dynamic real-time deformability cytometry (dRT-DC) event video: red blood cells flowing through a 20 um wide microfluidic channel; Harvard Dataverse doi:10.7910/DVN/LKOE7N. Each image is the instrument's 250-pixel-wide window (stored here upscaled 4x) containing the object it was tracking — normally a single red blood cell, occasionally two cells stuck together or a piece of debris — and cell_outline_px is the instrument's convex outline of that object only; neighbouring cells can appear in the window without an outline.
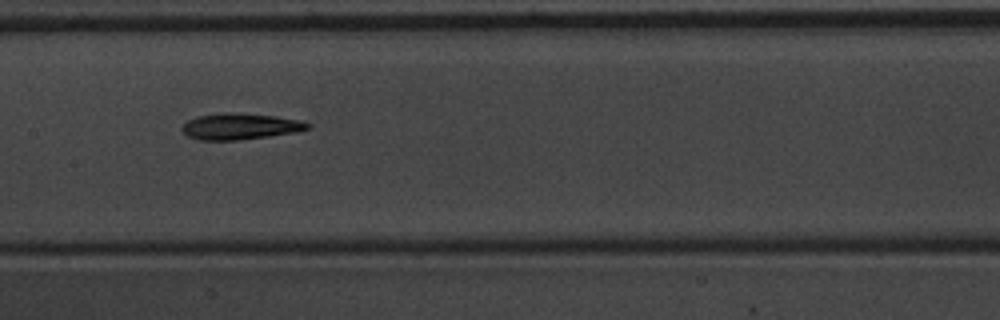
{"species": "common noctule bat (a hibernating species)", "species_latin": "Nyctalus noctula", "temperature_condition": "warm", "stored_images_in_passage": 11, "camera_frame_rate_fps": 3000, "um_per_image_px": 0.085, "animal": {"sex": "male", "body_mass_g": 20.1, "forearm_length_mm": 53.5}, "frame": {"image": 1, "passage_image": 4, "time_ms": 1.0, "image_size_px": [1000, 320], "cell_outline_px": [[312, 128], [296, 132], [268, 136], [236, 140], [200, 140], [188, 136], [180, 128], [188, 120], [200, 116], [224, 112], [236, 112], [276, 116], [300, 120], [312, 124]], "centroid_in_image_um": [20.45, 10.74], "position_along_channel_um": 186.9, "area_um2": 19.19}}
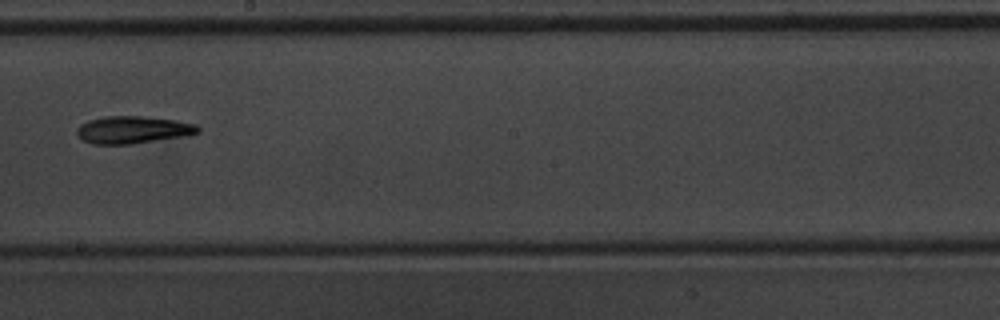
{"frame": {"image": 2, "passage_image": 5, "time_ms": 1.333, "image_size_px": [1000, 320], "cell_outline_px": [[200, 132], [188, 136], [132, 144], [92, 144], [84, 140], [76, 132], [76, 128], [80, 124], [88, 120], [104, 116], [140, 116], [176, 120], [196, 124], [200, 128]], "centroid_in_image_um": [11.32, 11.03], "position_along_channel_um": 236.9, "area_um2": 19.48}}
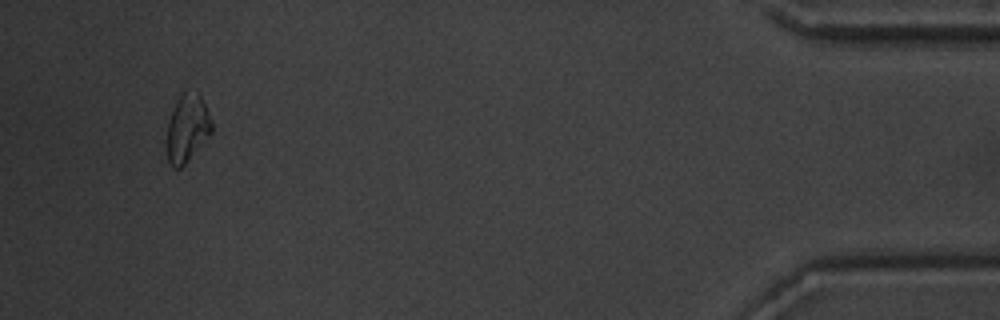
{"frame": {"image": 3, "passage_image": 10, "time_ms": 3.0, "image_size_px": [1000, 320], "cell_outline_px": [[212, 132], [188, 160], [180, 168], [172, 168], [168, 160], [164, 148], [168, 124], [176, 100], [188, 88], [200, 96], [212, 120]], "centroid_in_image_um": [15.88, 10.93], "position_along_channel_um": 419.3, "area_um2": 17.8}}